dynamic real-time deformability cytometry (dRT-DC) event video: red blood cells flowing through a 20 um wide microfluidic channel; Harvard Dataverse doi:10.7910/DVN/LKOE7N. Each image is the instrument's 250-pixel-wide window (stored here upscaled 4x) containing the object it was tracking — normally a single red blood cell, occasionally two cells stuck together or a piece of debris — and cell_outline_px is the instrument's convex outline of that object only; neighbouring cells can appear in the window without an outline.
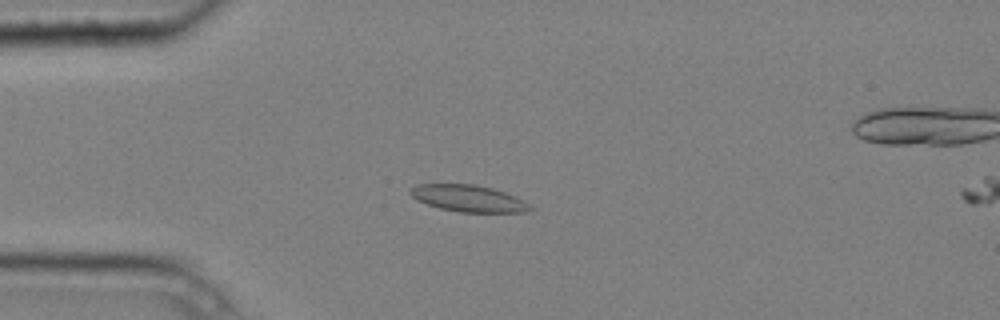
{"species": "common noctule bat (a hibernating species)", "species_latin": "Nyctalus noctula", "temperature_condition": "cold", "stored_images_in_passage": 5, "camera_frame_rate_fps": 3000, "um_per_image_px": 0.085, "animal": {"sex": "male", "body_mass_g": 20.4}, "frame": {"image": 1, "passage_image": 4, "time_ms": 1.0, "image_size_px": [1000, 320], "cell_outline_px": [[532, 208], [524, 212], [460, 212], [440, 208], [416, 200], [408, 192], [408, 188], [416, 184], [476, 184], [492, 188], [516, 196], [532, 204]], "centroid_in_image_um": [39.8, 16.85], "position_along_channel_um": 45.2, "area_um2": 18.79}}